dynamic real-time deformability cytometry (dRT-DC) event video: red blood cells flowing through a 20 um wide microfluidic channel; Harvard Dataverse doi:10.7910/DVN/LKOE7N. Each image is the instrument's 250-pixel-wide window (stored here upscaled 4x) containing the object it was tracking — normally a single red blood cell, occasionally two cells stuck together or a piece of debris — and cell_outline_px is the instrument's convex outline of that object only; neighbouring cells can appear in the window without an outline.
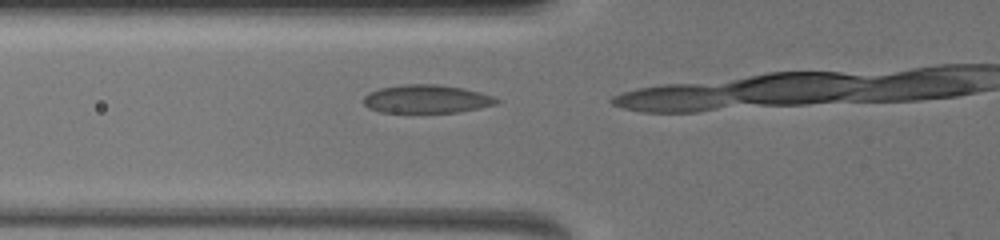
{"species": "common noctule bat (a hibernating species)", "species_latin": "Nyctalus noctula", "temperature_condition": "warm", "stored_images_in_passage": 9, "camera_frame_rate_fps": 3000, "um_per_image_px": 0.085, "animal": {"sex": "female", "body_mass_g": 19.5, "forearm_length_mm": 54.1}, "frame": {"image": 1, "passage_image": 8, "time_ms": 1.333, "image_size_px": [1000, 240], "cell_outline_px": [[500, 100], [496, 104], [456, 112], [380, 112], [364, 104], [364, 96], [368, 92], [380, 88], [404, 84], [432, 84], [460, 88], [492, 96]], "centroid_in_image_um": [36.2, 8.41], "position_along_channel_um": 89.6, "area_um2": 21.39}}